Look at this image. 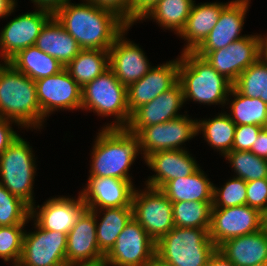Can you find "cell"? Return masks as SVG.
I'll list each match as a JSON object with an SVG mask.
<instances>
[{
	"instance_id": "cell-4",
	"label": "cell",
	"mask_w": 267,
	"mask_h": 266,
	"mask_svg": "<svg viewBox=\"0 0 267 266\" xmlns=\"http://www.w3.org/2000/svg\"><path fill=\"white\" fill-rule=\"evenodd\" d=\"M178 82L182 86L184 102L191 99L199 104H221L222 107L233 86L193 51L181 52L179 56Z\"/></svg>"
},
{
	"instance_id": "cell-19",
	"label": "cell",
	"mask_w": 267,
	"mask_h": 266,
	"mask_svg": "<svg viewBox=\"0 0 267 266\" xmlns=\"http://www.w3.org/2000/svg\"><path fill=\"white\" fill-rule=\"evenodd\" d=\"M135 186L129 180L113 177H88L80 193L87 209L132 207Z\"/></svg>"
},
{
	"instance_id": "cell-1",
	"label": "cell",
	"mask_w": 267,
	"mask_h": 266,
	"mask_svg": "<svg viewBox=\"0 0 267 266\" xmlns=\"http://www.w3.org/2000/svg\"><path fill=\"white\" fill-rule=\"evenodd\" d=\"M69 0L53 16L77 41L81 49L106 50L128 25L115 13L92 3Z\"/></svg>"
},
{
	"instance_id": "cell-45",
	"label": "cell",
	"mask_w": 267,
	"mask_h": 266,
	"mask_svg": "<svg viewBox=\"0 0 267 266\" xmlns=\"http://www.w3.org/2000/svg\"><path fill=\"white\" fill-rule=\"evenodd\" d=\"M255 155L267 160V127L263 128L254 142L251 150Z\"/></svg>"
},
{
	"instance_id": "cell-13",
	"label": "cell",
	"mask_w": 267,
	"mask_h": 266,
	"mask_svg": "<svg viewBox=\"0 0 267 266\" xmlns=\"http://www.w3.org/2000/svg\"><path fill=\"white\" fill-rule=\"evenodd\" d=\"M33 225L36 231L25 230L21 261L26 266H67V234Z\"/></svg>"
},
{
	"instance_id": "cell-30",
	"label": "cell",
	"mask_w": 267,
	"mask_h": 266,
	"mask_svg": "<svg viewBox=\"0 0 267 266\" xmlns=\"http://www.w3.org/2000/svg\"><path fill=\"white\" fill-rule=\"evenodd\" d=\"M235 128L236 124L226 111L212 119H197V134L202 133L204 140L221 156L233 150Z\"/></svg>"
},
{
	"instance_id": "cell-24",
	"label": "cell",
	"mask_w": 267,
	"mask_h": 266,
	"mask_svg": "<svg viewBox=\"0 0 267 266\" xmlns=\"http://www.w3.org/2000/svg\"><path fill=\"white\" fill-rule=\"evenodd\" d=\"M229 3L207 2L196 4L193 2L186 25L178 35L186 41L182 52L194 51L204 41L218 22L221 11Z\"/></svg>"
},
{
	"instance_id": "cell-27",
	"label": "cell",
	"mask_w": 267,
	"mask_h": 266,
	"mask_svg": "<svg viewBox=\"0 0 267 266\" xmlns=\"http://www.w3.org/2000/svg\"><path fill=\"white\" fill-rule=\"evenodd\" d=\"M213 183L199 167L193 174L168 181L160 190L174 202L213 201Z\"/></svg>"
},
{
	"instance_id": "cell-25",
	"label": "cell",
	"mask_w": 267,
	"mask_h": 266,
	"mask_svg": "<svg viewBox=\"0 0 267 266\" xmlns=\"http://www.w3.org/2000/svg\"><path fill=\"white\" fill-rule=\"evenodd\" d=\"M217 250L235 266L267 262V234L262 230L228 239Z\"/></svg>"
},
{
	"instance_id": "cell-34",
	"label": "cell",
	"mask_w": 267,
	"mask_h": 266,
	"mask_svg": "<svg viewBox=\"0 0 267 266\" xmlns=\"http://www.w3.org/2000/svg\"><path fill=\"white\" fill-rule=\"evenodd\" d=\"M176 227L210 229L212 202L180 201L172 203Z\"/></svg>"
},
{
	"instance_id": "cell-43",
	"label": "cell",
	"mask_w": 267,
	"mask_h": 266,
	"mask_svg": "<svg viewBox=\"0 0 267 266\" xmlns=\"http://www.w3.org/2000/svg\"><path fill=\"white\" fill-rule=\"evenodd\" d=\"M14 121L0 118V155L20 136L13 129Z\"/></svg>"
},
{
	"instance_id": "cell-20",
	"label": "cell",
	"mask_w": 267,
	"mask_h": 266,
	"mask_svg": "<svg viewBox=\"0 0 267 266\" xmlns=\"http://www.w3.org/2000/svg\"><path fill=\"white\" fill-rule=\"evenodd\" d=\"M184 103L182 86L177 82L169 90L137 108L131 114L126 129L137 135L144 127L176 119L182 116L179 111Z\"/></svg>"
},
{
	"instance_id": "cell-2",
	"label": "cell",
	"mask_w": 267,
	"mask_h": 266,
	"mask_svg": "<svg viewBox=\"0 0 267 266\" xmlns=\"http://www.w3.org/2000/svg\"><path fill=\"white\" fill-rule=\"evenodd\" d=\"M97 134L88 177H113L132 182L129 169L141 153L139 138L126 128H102Z\"/></svg>"
},
{
	"instance_id": "cell-37",
	"label": "cell",
	"mask_w": 267,
	"mask_h": 266,
	"mask_svg": "<svg viewBox=\"0 0 267 266\" xmlns=\"http://www.w3.org/2000/svg\"><path fill=\"white\" fill-rule=\"evenodd\" d=\"M31 207L0 183V226L29 223Z\"/></svg>"
},
{
	"instance_id": "cell-35",
	"label": "cell",
	"mask_w": 267,
	"mask_h": 266,
	"mask_svg": "<svg viewBox=\"0 0 267 266\" xmlns=\"http://www.w3.org/2000/svg\"><path fill=\"white\" fill-rule=\"evenodd\" d=\"M233 87L240 94L260 98L267 104V60L260 57L251 64L238 76Z\"/></svg>"
},
{
	"instance_id": "cell-42",
	"label": "cell",
	"mask_w": 267,
	"mask_h": 266,
	"mask_svg": "<svg viewBox=\"0 0 267 266\" xmlns=\"http://www.w3.org/2000/svg\"><path fill=\"white\" fill-rule=\"evenodd\" d=\"M103 9H107L120 17L128 26L132 27V0H83Z\"/></svg>"
},
{
	"instance_id": "cell-5",
	"label": "cell",
	"mask_w": 267,
	"mask_h": 266,
	"mask_svg": "<svg viewBox=\"0 0 267 266\" xmlns=\"http://www.w3.org/2000/svg\"><path fill=\"white\" fill-rule=\"evenodd\" d=\"M155 246V258L168 266H206L217 249L209 229L176 226Z\"/></svg>"
},
{
	"instance_id": "cell-8",
	"label": "cell",
	"mask_w": 267,
	"mask_h": 266,
	"mask_svg": "<svg viewBox=\"0 0 267 266\" xmlns=\"http://www.w3.org/2000/svg\"><path fill=\"white\" fill-rule=\"evenodd\" d=\"M136 189L131 204L133 218L156 243L175 226L172 202L160 189L147 186L144 190Z\"/></svg>"
},
{
	"instance_id": "cell-22",
	"label": "cell",
	"mask_w": 267,
	"mask_h": 266,
	"mask_svg": "<svg viewBox=\"0 0 267 266\" xmlns=\"http://www.w3.org/2000/svg\"><path fill=\"white\" fill-rule=\"evenodd\" d=\"M250 0H231L221 11L218 22L204 41L193 52H211L226 48L234 41L244 38L241 35Z\"/></svg>"
},
{
	"instance_id": "cell-40",
	"label": "cell",
	"mask_w": 267,
	"mask_h": 266,
	"mask_svg": "<svg viewBox=\"0 0 267 266\" xmlns=\"http://www.w3.org/2000/svg\"><path fill=\"white\" fill-rule=\"evenodd\" d=\"M246 205L259 210L267 209V178L248 181Z\"/></svg>"
},
{
	"instance_id": "cell-10",
	"label": "cell",
	"mask_w": 267,
	"mask_h": 266,
	"mask_svg": "<svg viewBox=\"0 0 267 266\" xmlns=\"http://www.w3.org/2000/svg\"><path fill=\"white\" fill-rule=\"evenodd\" d=\"M188 116L183 114L176 119L144 127L136 135L143 160L158 151L186 150L182 145L198 135L197 119Z\"/></svg>"
},
{
	"instance_id": "cell-48",
	"label": "cell",
	"mask_w": 267,
	"mask_h": 266,
	"mask_svg": "<svg viewBox=\"0 0 267 266\" xmlns=\"http://www.w3.org/2000/svg\"><path fill=\"white\" fill-rule=\"evenodd\" d=\"M17 0H0V18L7 17L14 12Z\"/></svg>"
},
{
	"instance_id": "cell-11",
	"label": "cell",
	"mask_w": 267,
	"mask_h": 266,
	"mask_svg": "<svg viewBox=\"0 0 267 266\" xmlns=\"http://www.w3.org/2000/svg\"><path fill=\"white\" fill-rule=\"evenodd\" d=\"M195 53L233 84L244 70L261 57V36L247 35L226 48Z\"/></svg>"
},
{
	"instance_id": "cell-51",
	"label": "cell",
	"mask_w": 267,
	"mask_h": 266,
	"mask_svg": "<svg viewBox=\"0 0 267 266\" xmlns=\"http://www.w3.org/2000/svg\"><path fill=\"white\" fill-rule=\"evenodd\" d=\"M148 266H168L162 262H160L158 259H154Z\"/></svg>"
},
{
	"instance_id": "cell-12",
	"label": "cell",
	"mask_w": 267,
	"mask_h": 266,
	"mask_svg": "<svg viewBox=\"0 0 267 266\" xmlns=\"http://www.w3.org/2000/svg\"><path fill=\"white\" fill-rule=\"evenodd\" d=\"M35 82L42 111V127L46 117L55 111L81 109L82 87L65 68L56 75L44 77Z\"/></svg>"
},
{
	"instance_id": "cell-16",
	"label": "cell",
	"mask_w": 267,
	"mask_h": 266,
	"mask_svg": "<svg viewBox=\"0 0 267 266\" xmlns=\"http://www.w3.org/2000/svg\"><path fill=\"white\" fill-rule=\"evenodd\" d=\"M262 213L248 205L212 208L209 236L218 247L224 241L261 229Z\"/></svg>"
},
{
	"instance_id": "cell-46",
	"label": "cell",
	"mask_w": 267,
	"mask_h": 266,
	"mask_svg": "<svg viewBox=\"0 0 267 266\" xmlns=\"http://www.w3.org/2000/svg\"><path fill=\"white\" fill-rule=\"evenodd\" d=\"M36 8H41L54 13L57 9L64 6L69 0H31Z\"/></svg>"
},
{
	"instance_id": "cell-21",
	"label": "cell",
	"mask_w": 267,
	"mask_h": 266,
	"mask_svg": "<svg viewBox=\"0 0 267 266\" xmlns=\"http://www.w3.org/2000/svg\"><path fill=\"white\" fill-rule=\"evenodd\" d=\"M179 57L153 66L140 80L127 88L128 108L132 114L178 82Z\"/></svg>"
},
{
	"instance_id": "cell-53",
	"label": "cell",
	"mask_w": 267,
	"mask_h": 266,
	"mask_svg": "<svg viewBox=\"0 0 267 266\" xmlns=\"http://www.w3.org/2000/svg\"><path fill=\"white\" fill-rule=\"evenodd\" d=\"M252 266H267V262L258 263V264L252 265Z\"/></svg>"
},
{
	"instance_id": "cell-7",
	"label": "cell",
	"mask_w": 267,
	"mask_h": 266,
	"mask_svg": "<svg viewBox=\"0 0 267 266\" xmlns=\"http://www.w3.org/2000/svg\"><path fill=\"white\" fill-rule=\"evenodd\" d=\"M35 162L32 146L21 136L0 155V183L30 207L36 203L33 196Z\"/></svg>"
},
{
	"instance_id": "cell-33",
	"label": "cell",
	"mask_w": 267,
	"mask_h": 266,
	"mask_svg": "<svg viewBox=\"0 0 267 266\" xmlns=\"http://www.w3.org/2000/svg\"><path fill=\"white\" fill-rule=\"evenodd\" d=\"M109 68V51L82 49L65 67L81 86L91 82Z\"/></svg>"
},
{
	"instance_id": "cell-28",
	"label": "cell",
	"mask_w": 267,
	"mask_h": 266,
	"mask_svg": "<svg viewBox=\"0 0 267 266\" xmlns=\"http://www.w3.org/2000/svg\"><path fill=\"white\" fill-rule=\"evenodd\" d=\"M8 63L34 81L56 75L64 69L57 59L46 54L35 45L20 50Z\"/></svg>"
},
{
	"instance_id": "cell-17",
	"label": "cell",
	"mask_w": 267,
	"mask_h": 266,
	"mask_svg": "<svg viewBox=\"0 0 267 266\" xmlns=\"http://www.w3.org/2000/svg\"><path fill=\"white\" fill-rule=\"evenodd\" d=\"M86 209L80 193L77 199L55 196L49 198L41 207L33 205L30 220L42 229L68 234Z\"/></svg>"
},
{
	"instance_id": "cell-44",
	"label": "cell",
	"mask_w": 267,
	"mask_h": 266,
	"mask_svg": "<svg viewBox=\"0 0 267 266\" xmlns=\"http://www.w3.org/2000/svg\"><path fill=\"white\" fill-rule=\"evenodd\" d=\"M160 0H132V26Z\"/></svg>"
},
{
	"instance_id": "cell-50",
	"label": "cell",
	"mask_w": 267,
	"mask_h": 266,
	"mask_svg": "<svg viewBox=\"0 0 267 266\" xmlns=\"http://www.w3.org/2000/svg\"><path fill=\"white\" fill-rule=\"evenodd\" d=\"M261 229L267 234V209L262 212Z\"/></svg>"
},
{
	"instance_id": "cell-31",
	"label": "cell",
	"mask_w": 267,
	"mask_h": 266,
	"mask_svg": "<svg viewBox=\"0 0 267 266\" xmlns=\"http://www.w3.org/2000/svg\"><path fill=\"white\" fill-rule=\"evenodd\" d=\"M193 2L195 0H160L140 21L153 19L163 30L175 31L178 36L186 25Z\"/></svg>"
},
{
	"instance_id": "cell-18",
	"label": "cell",
	"mask_w": 267,
	"mask_h": 266,
	"mask_svg": "<svg viewBox=\"0 0 267 266\" xmlns=\"http://www.w3.org/2000/svg\"><path fill=\"white\" fill-rule=\"evenodd\" d=\"M128 26L109 49V68L127 88L140 80L153 67L144 51L133 41L125 38Z\"/></svg>"
},
{
	"instance_id": "cell-41",
	"label": "cell",
	"mask_w": 267,
	"mask_h": 266,
	"mask_svg": "<svg viewBox=\"0 0 267 266\" xmlns=\"http://www.w3.org/2000/svg\"><path fill=\"white\" fill-rule=\"evenodd\" d=\"M262 129L259 125H236L233 150L250 151Z\"/></svg>"
},
{
	"instance_id": "cell-47",
	"label": "cell",
	"mask_w": 267,
	"mask_h": 266,
	"mask_svg": "<svg viewBox=\"0 0 267 266\" xmlns=\"http://www.w3.org/2000/svg\"><path fill=\"white\" fill-rule=\"evenodd\" d=\"M206 266H235V265L216 249V251L211 255L208 264Z\"/></svg>"
},
{
	"instance_id": "cell-39",
	"label": "cell",
	"mask_w": 267,
	"mask_h": 266,
	"mask_svg": "<svg viewBox=\"0 0 267 266\" xmlns=\"http://www.w3.org/2000/svg\"><path fill=\"white\" fill-rule=\"evenodd\" d=\"M26 224L0 226V258L4 262L21 257Z\"/></svg>"
},
{
	"instance_id": "cell-52",
	"label": "cell",
	"mask_w": 267,
	"mask_h": 266,
	"mask_svg": "<svg viewBox=\"0 0 267 266\" xmlns=\"http://www.w3.org/2000/svg\"><path fill=\"white\" fill-rule=\"evenodd\" d=\"M12 263V264H11ZM10 264L12 266H26L21 259L10 261Z\"/></svg>"
},
{
	"instance_id": "cell-29",
	"label": "cell",
	"mask_w": 267,
	"mask_h": 266,
	"mask_svg": "<svg viewBox=\"0 0 267 266\" xmlns=\"http://www.w3.org/2000/svg\"><path fill=\"white\" fill-rule=\"evenodd\" d=\"M91 211L96 218L97 244L99 249L106 255L115 245L118 235L133 217V209L132 207H119ZM101 213H103V217L100 220Z\"/></svg>"
},
{
	"instance_id": "cell-23",
	"label": "cell",
	"mask_w": 267,
	"mask_h": 266,
	"mask_svg": "<svg viewBox=\"0 0 267 266\" xmlns=\"http://www.w3.org/2000/svg\"><path fill=\"white\" fill-rule=\"evenodd\" d=\"M144 161L156 173L144 183L155 189H161L172 179L189 176L200 167L187 149L154 152Z\"/></svg>"
},
{
	"instance_id": "cell-38",
	"label": "cell",
	"mask_w": 267,
	"mask_h": 266,
	"mask_svg": "<svg viewBox=\"0 0 267 266\" xmlns=\"http://www.w3.org/2000/svg\"><path fill=\"white\" fill-rule=\"evenodd\" d=\"M223 187L213 185L212 208H226L246 205L247 184L237 177H232Z\"/></svg>"
},
{
	"instance_id": "cell-6",
	"label": "cell",
	"mask_w": 267,
	"mask_h": 266,
	"mask_svg": "<svg viewBox=\"0 0 267 266\" xmlns=\"http://www.w3.org/2000/svg\"><path fill=\"white\" fill-rule=\"evenodd\" d=\"M93 111L98 116H114V121L102 128H126L131 114L128 108L127 87L108 68L82 87L81 110Z\"/></svg>"
},
{
	"instance_id": "cell-9",
	"label": "cell",
	"mask_w": 267,
	"mask_h": 266,
	"mask_svg": "<svg viewBox=\"0 0 267 266\" xmlns=\"http://www.w3.org/2000/svg\"><path fill=\"white\" fill-rule=\"evenodd\" d=\"M155 245L132 217L105 255L103 266H148L155 259Z\"/></svg>"
},
{
	"instance_id": "cell-3",
	"label": "cell",
	"mask_w": 267,
	"mask_h": 266,
	"mask_svg": "<svg viewBox=\"0 0 267 266\" xmlns=\"http://www.w3.org/2000/svg\"><path fill=\"white\" fill-rule=\"evenodd\" d=\"M0 118L16 122L20 128L42 129L36 82L8 62L0 64Z\"/></svg>"
},
{
	"instance_id": "cell-26",
	"label": "cell",
	"mask_w": 267,
	"mask_h": 266,
	"mask_svg": "<svg viewBox=\"0 0 267 266\" xmlns=\"http://www.w3.org/2000/svg\"><path fill=\"white\" fill-rule=\"evenodd\" d=\"M35 46L57 59L64 68L82 50L54 16L42 27Z\"/></svg>"
},
{
	"instance_id": "cell-32",
	"label": "cell",
	"mask_w": 267,
	"mask_h": 266,
	"mask_svg": "<svg viewBox=\"0 0 267 266\" xmlns=\"http://www.w3.org/2000/svg\"><path fill=\"white\" fill-rule=\"evenodd\" d=\"M232 96L234 99L230 101ZM228 102L230 119L236 125H259L267 127V104L260 98H251L240 94L233 86L229 92Z\"/></svg>"
},
{
	"instance_id": "cell-14",
	"label": "cell",
	"mask_w": 267,
	"mask_h": 266,
	"mask_svg": "<svg viewBox=\"0 0 267 266\" xmlns=\"http://www.w3.org/2000/svg\"><path fill=\"white\" fill-rule=\"evenodd\" d=\"M53 13L36 8L10 20L0 32V60L8 62L20 50L34 46L38 35Z\"/></svg>"
},
{
	"instance_id": "cell-15",
	"label": "cell",
	"mask_w": 267,
	"mask_h": 266,
	"mask_svg": "<svg viewBox=\"0 0 267 266\" xmlns=\"http://www.w3.org/2000/svg\"><path fill=\"white\" fill-rule=\"evenodd\" d=\"M95 214L86 209L67 234V266H103L105 254L99 249Z\"/></svg>"
},
{
	"instance_id": "cell-49",
	"label": "cell",
	"mask_w": 267,
	"mask_h": 266,
	"mask_svg": "<svg viewBox=\"0 0 267 266\" xmlns=\"http://www.w3.org/2000/svg\"><path fill=\"white\" fill-rule=\"evenodd\" d=\"M261 57L267 60V35H261Z\"/></svg>"
},
{
	"instance_id": "cell-36",
	"label": "cell",
	"mask_w": 267,
	"mask_h": 266,
	"mask_svg": "<svg viewBox=\"0 0 267 266\" xmlns=\"http://www.w3.org/2000/svg\"><path fill=\"white\" fill-rule=\"evenodd\" d=\"M223 157L236 173L235 177L245 182L267 178V160L258 157L251 151L232 150Z\"/></svg>"
}]
</instances>
